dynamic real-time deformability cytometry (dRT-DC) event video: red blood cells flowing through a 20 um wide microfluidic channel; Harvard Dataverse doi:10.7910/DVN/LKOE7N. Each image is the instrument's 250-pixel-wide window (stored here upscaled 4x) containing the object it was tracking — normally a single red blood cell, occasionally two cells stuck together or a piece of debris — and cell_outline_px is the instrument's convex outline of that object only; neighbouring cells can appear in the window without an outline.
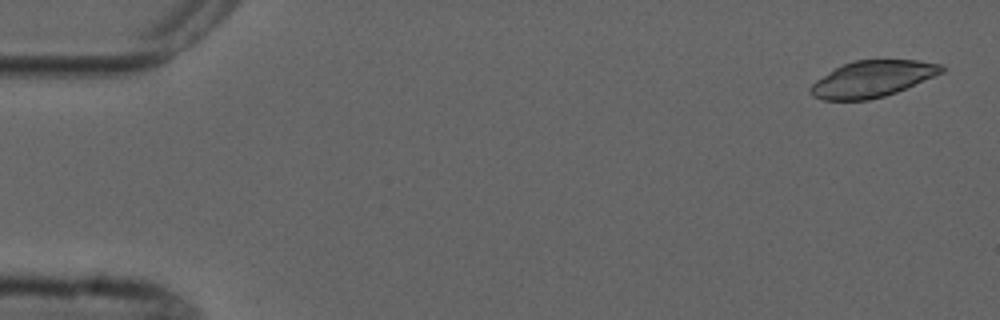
{"species": "common noctule bat (a hibernating species)", "species_latin": "Nyctalus noctula", "temperature_condition": "cold", "stored_images_in_passage": 4, "camera_frame_rate_fps": 3000, "um_per_image_px": 0.085, "animal": {"sex": "male", "forearm_length_mm": 52.5}, "frame": {"image": 1, "passage_image": 1, "time_ms": 0.0, "image_size_px": [1000, 320], "cell_outline_px": [[948, 68], [944, 72], [896, 92], [884, 96], [868, 100], [820, 100], [812, 96], [808, 92], [808, 88], [816, 80], [836, 68], [844, 64], [856, 60], [920, 60], [944, 64]], "centroid_in_image_um": [74.17, 6.71], "position_along_channel_um": 10.8, "area_um2": 27.86}}